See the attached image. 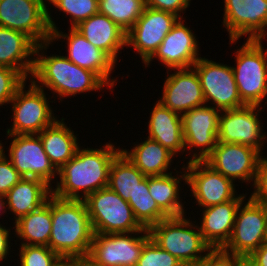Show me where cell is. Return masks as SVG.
Returning a JSON list of instances; mask_svg holds the SVG:
<instances>
[{"mask_svg":"<svg viewBox=\"0 0 267 266\" xmlns=\"http://www.w3.org/2000/svg\"><path fill=\"white\" fill-rule=\"evenodd\" d=\"M80 146L75 156L58 170L52 194L69 200H85L93 192L106 188L109 170L121 149L112 142L100 148ZM60 180V181H58ZM83 192V193H82Z\"/></svg>","mask_w":267,"mask_h":266,"instance_id":"6da1fadb","label":"cell"},{"mask_svg":"<svg viewBox=\"0 0 267 266\" xmlns=\"http://www.w3.org/2000/svg\"><path fill=\"white\" fill-rule=\"evenodd\" d=\"M51 42L36 45L34 68L30 81L37 87L52 91L53 98L75 97L80 93L101 91L107 86L94 72L81 68L63 54L46 55ZM46 50V51H45Z\"/></svg>","mask_w":267,"mask_h":266,"instance_id":"7a4b0ae2","label":"cell"},{"mask_svg":"<svg viewBox=\"0 0 267 266\" xmlns=\"http://www.w3.org/2000/svg\"><path fill=\"white\" fill-rule=\"evenodd\" d=\"M52 231L49 248L64 261L87 259L93 230L84 200L51 195Z\"/></svg>","mask_w":267,"mask_h":266,"instance_id":"3957f363","label":"cell"},{"mask_svg":"<svg viewBox=\"0 0 267 266\" xmlns=\"http://www.w3.org/2000/svg\"><path fill=\"white\" fill-rule=\"evenodd\" d=\"M168 217L148 229L150 238L181 264L194 266L206 257L212 248L205 242L196 220ZM204 253V254H203Z\"/></svg>","mask_w":267,"mask_h":266,"instance_id":"277c9868","label":"cell"},{"mask_svg":"<svg viewBox=\"0 0 267 266\" xmlns=\"http://www.w3.org/2000/svg\"><path fill=\"white\" fill-rule=\"evenodd\" d=\"M246 41L234 51L232 66L238 94L245 105H267V48L264 40ZM265 47V49H264ZM266 99V101H263Z\"/></svg>","mask_w":267,"mask_h":266,"instance_id":"5b68a950","label":"cell"},{"mask_svg":"<svg viewBox=\"0 0 267 266\" xmlns=\"http://www.w3.org/2000/svg\"><path fill=\"white\" fill-rule=\"evenodd\" d=\"M26 82L17 90L9 102L12 111V125L6 129V135L39 134L52 125L58 118L52 110L51 100L44 89L37 87L32 81L28 87ZM27 87L28 90L25 88ZM50 102V103H49Z\"/></svg>","mask_w":267,"mask_h":266,"instance_id":"8992f818","label":"cell"},{"mask_svg":"<svg viewBox=\"0 0 267 266\" xmlns=\"http://www.w3.org/2000/svg\"><path fill=\"white\" fill-rule=\"evenodd\" d=\"M94 234L128 233L144 230L126 200L108 187L84 200Z\"/></svg>","mask_w":267,"mask_h":266,"instance_id":"52a82bcc","label":"cell"},{"mask_svg":"<svg viewBox=\"0 0 267 266\" xmlns=\"http://www.w3.org/2000/svg\"><path fill=\"white\" fill-rule=\"evenodd\" d=\"M246 200L240 203L230 239L221 249L242 259H246L267 239V207L249 196Z\"/></svg>","mask_w":267,"mask_h":266,"instance_id":"ba28073f","label":"cell"},{"mask_svg":"<svg viewBox=\"0 0 267 266\" xmlns=\"http://www.w3.org/2000/svg\"><path fill=\"white\" fill-rule=\"evenodd\" d=\"M51 12L47 10V20L51 30V43L64 39L67 42V56L77 66L94 72L113 92V86L117 84V78H111L117 64L107 53L92 45L75 28L68 27V33H64L53 21Z\"/></svg>","mask_w":267,"mask_h":266,"instance_id":"9c48e42d","label":"cell"},{"mask_svg":"<svg viewBox=\"0 0 267 266\" xmlns=\"http://www.w3.org/2000/svg\"><path fill=\"white\" fill-rule=\"evenodd\" d=\"M150 239L148 229L128 233L93 234L87 260L94 266H136L144 245Z\"/></svg>","mask_w":267,"mask_h":266,"instance_id":"30bf717a","label":"cell"},{"mask_svg":"<svg viewBox=\"0 0 267 266\" xmlns=\"http://www.w3.org/2000/svg\"><path fill=\"white\" fill-rule=\"evenodd\" d=\"M262 106L245 105L221 111L218 125V142L242 144L255 148L262 155L267 142L265 123L261 122ZM260 113V114H259Z\"/></svg>","mask_w":267,"mask_h":266,"instance_id":"8fae6325","label":"cell"},{"mask_svg":"<svg viewBox=\"0 0 267 266\" xmlns=\"http://www.w3.org/2000/svg\"><path fill=\"white\" fill-rule=\"evenodd\" d=\"M192 67L200 79L207 105L213 104L220 111L245 106L238 94L232 66L200 57Z\"/></svg>","mask_w":267,"mask_h":266,"instance_id":"7c38bea8","label":"cell"},{"mask_svg":"<svg viewBox=\"0 0 267 266\" xmlns=\"http://www.w3.org/2000/svg\"><path fill=\"white\" fill-rule=\"evenodd\" d=\"M45 2L47 0H0V27L23 32L37 45L50 42L49 7Z\"/></svg>","mask_w":267,"mask_h":266,"instance_id":"4fadbf2b","label":"cell"},{"mask_svg":"<svg viewBox=\"0 0 267 266\" xmlns=\"http://www.w3.org/2000/svg\"><path fill=\"white\" fill-rule=\"evenodd\" d=\"M220 113V110L205 104L181 115L185 152L191 155L185 159L203 161L212 152L218 143Z\"/></svg>","mask_w":267,"mask_h":266,"instance_id":"5bb4252c","label":"cell"},{"mask_svg":"<svg viewBox=\"0 0 267 266\" xmlns=\"http://www.w3.org/2000/svg\"><path fill=\"white\" fill-rule=\"evenodd\" d=\"M7 137L11 139L9 148L2 146V149H8L6 157L19 174L24 178L41 179L52 187V184L58 179L56 177L58 170L45 153L40 136L31 134L7 135Z\"/></svg>","mask_w":267,"mask_h":266,"instance_id":"9a60e30c","label":"cell"},{"mask_svg":"<svg viewBox=\"0 0 267 266\" xmlns=\"http://www.w3.org/2000/svg\"><path fill=\"white\" fill-rule=\"evenodd\" d=\"M223 9L222 25L229 44H236L246 35L251 40L267 38V0H224Z\"/></svg>","mask_w":267,"mask_h":266,"instance_id":"2e32d148","label":"cell"},{"mask_svg":"<svg viewBox=\"0 0 267 266\" xmlns=\"http://www.w3.org/2000/svg\"><path fill=\"white\" fill-rule=\"evenodd\" d=\"M186 185L199 208L231 201L238 196L235 182L212 169L204 161H187L184 165Z\"/></svg>","mask_w":267,"mask_h":266,"instance_id":"e0dca14e","label":"cell"},{"mask_svg":"<svg viewBox=\"0 0 267 266\" xmlns=\"http://www.w3.org/2000/svg\"><path fill=\"white\" fill-rule=\"evenodd\" d=\"M262 154L253 147L218 142L212 152L203 160L223 176L240 183L253 185Z\"/></svg>","mask_w":267,"mask_h":266,"instance_id":"ac0fdd59","label":"cell"},{"mask_svg":"<svg viewBox=\"0 0 267 266\" xmlns=\"http://www.w3.org/2000/svg\"><path fill=\"white\" fill-rule=\"evenodd\" d=\"M179 17L170 12L146 7L126 34V48L132 47L144 64L161 45Z\"/></svg>","mask_w":267,"mask_h":266,"instance_id":"d6986e66","label":"cell"},{"mask_svg":"<svg viewBox=\"0 0 267 266\" xmlns=\"http://www.w3.org/2000/svg\"><path fill=\"white\" fill-rule=\"evenodd\" d=\"M182 18L174 24L155 53L144 63L150 66L154 59H158L167 70L191 68L201 57L195 33L188 28Z\"/></svg>","mask_w":267,"mask_h":266,"instance_id":"ffe728a7","label":"cell"},{"mask_svg":"<svg viewBox=\"0 0 267 266\" xmlns=\"http://www.w3.org/2000/svg\"><path fill=\"white\" fill-rule=\"evenodd\" d=\"M174 71L172 74L169 72ZM166 70L162 96L158 101L180 115L206 104L200 79L196 70L191 68ZM176 70V71H175Z\"/></svg>","mask_w":267,"mask_h":266,"instance_id":"44dd1931","label":"cell"},{"mask_svg":"<svg viewBox=\"0 0 267 266\" xmlns=\"http://www.w3.org/2000/svg\"><path fill=\"white\" fill-rule=\"evenodd\" d=\"M247 193L239 194L231 201L209 206L200 210L198 225L205 242L212 250H221L229 241L235 223L237 209L246 199Z\"/></svg>","mask_w":267,"mask_h":266,"instance_id":"7402d4cb","label":"cell"},{"mask_svg":"<svg viewBox=\"0 0 267 266\" xmlns=\"http://www.w3.org/2000/svg\"><path fill=\"white\" fill-rule=\"evenodd\" d=\"M36 45L25 33L0 27V66L17 70L29 80L34 68Z\"/></svg>","mask_w":267,"mask_h":266,"instance_id":"603a6c76","label":"cell"},{"mask_svg":"<svg viewBox=\"0 0 267 266\" xmlns=\"http://www.w3.org/2000/svg\"><path fill=\"white\" fill-rule=\"evenodd\" d=\"M92 45L118 62L119 52L126 46V32L106 15L94 14L74 27ZM121 50V51H120Z\"/></svg>","mask_w":267,"mask_h":266,"instance_id":"cb8c5ba5","label":"cell"},{"mask_svg":"<svg viewBox=\"0 0 267 266\" xmlns=\"http://www.w3.org/2000/svg\"><path fill=\"white\" fill-rule=\"evenodd\" d=\"M150 113L147 138L159 142L175 157L185 154L181 115L163 106L159 101L154 103Z\"/></svg>","mask_w":267,"mask_h":266,"instance_id":"d4e9b609","label":"cell"},{"mask_svg":"<svg viewBox=\"0 0 267 266\" xmlns=\"http://www.w3.org/2000/svg\"><path fill=\"white\" fill-rule=\"evenodd\" d=\"M52 195V187L41 179L22 178L4 196L6 210L14 215V221L43 206Z\"/></svg>","mask_w":267,"mask_h":266,"instance_id":"484cf974","label":"cell"},{"mask_svg":"<svg viewBox=\"0 0 267 266\" xmlns=\"http://www.w3.org/2000/svg\"><path fill=\"white\" fill-rule=\"evenodd\" d=\"M144 141L135 142L131 150L121 148V152L132 162L146 177L161 176L169 174L170 166L173 164L172 158L175 155L159 142L149 138ZM138 143V144H137ZM169 169V171H168Z\"/></svg>","mask_w":267,"mask_h":266,"instance_id":"4316f807","label":"cell"},{"mask_svg":"<svg viewBox=\"0 0 267 266\" xmlns=\"http://www.w3.org/2000/svg\"><path fill=\"white\" fill-rule=\"evenodd\" d=\"M65 119L62 117L59 120L58 118L52 125L38 134L45 153L57 170L72 159L81 146L78 142V135L73 129L71 130L70 126H67Z\"/></svg>","mask_w":267,"mask_h":266,"instance_id":"83f0119b","label":"cell"},{"mask_svg":"<svg viewBox=\"0 0 267 266\" xmlns=\"http://www.w3.org/2000/svg\"><path fill=\"white\" fill-rule=\"evenodd\" d=\"M176 172H171L161 176H148V188L150 195L156 201L158 207L168 217H179L185 215V207L180 197L182 190L181 181L186 186V172L184 165L181 171H177L176 167L173 168ZM174 176H173V174ZM180 173L181 175H179ZM181 199V200H180Z\"/></svg>","mask_w":267,"mask_h":266,"instance_id":"f1b7e54d","label":"cell"},{"mask_svg":"<svg viewBox=\"0 0 267 266\" xmlns=\"http://www.w3.org/2000/svg\"><path fill=\"white\" fill-rule=\"evenodd\" d=\"M14 236L21 245L48 246L52 231L51 196L39 209L13 222Z\"/></svg>","mask_w":267,"mask_h":266,"instance_id":"f546056e","label":"cell"},{"mask_svg":"<svg viewBox=\"0 0 267 266\" xmlns=\"http://www.w3.org/2000/svg\"><path fill=\"white\" fill-rule=\"evenodd\" d=\"M146 176L120 152L112 161L107 187L128 201Z\"/></svg>","mask_w":267,"mask_h":266,"instance_id":"4dcf8cb0","label":"cell"},{"mask_svg":"<svg viewBox=\"0 0 267 266\" xmlns=\"http://www.w3.org/2000/svg\"><path fill=\"white\" fill-rule=\"evenodd\" d=\"M99 13L106 15L126 33L146 8L145 0H98Z\"/></svg>","mask_w":267,"mask_h":266,"instance_id":"1f68e13d","label":"cell"},{"mask_svg":"<svg viewBox=\"0 0 267 266\" xmlns=\"http://www.w3.org/2000/svg\"><path fill=\"white\" fill-rule=\"evenodd\" d=\"M133 210L138 223L149 229L168 216L158 207L148 188V177H145L127 201Z\"/></svg>","mask_w":267,"mask_h":266,"instance_id":"d6a6232c","label":"cell"},{"mask_svg":"<svg viewBox=\"0 0 267 266\" xmlns=\"http://www.w3.org/2000/svg\"><path fill=\"white\" fill-rule=\"evenodd\" d=\"M48 4L70 17L71 28L99 13L98 0H47Z\"/></svg>","mask_w":267,"mask_h":266,"instance_id":"836d02e7","label":"cell"},{"mask_svg":"<svg viewBox=\"0 0 267 266\" xmlns=\"http://www.w3.org/2000/svg\"><path fill=\"white\" fill-rule=\"evenodd\" d=\"M19 266H60L64 260L48 246L20 245Z\"/></svg>","mask_w":267,"mask_h":266,"instance_id":"e575fe53","label":"cell"},{"mask_svg":"<svg viewBox=\"0 0 267 266\" xmlns=\"http://www.w3.org/2000/svg\"><path fill=\"white\" fill-rule=\"evenodd\" d=\"M181 263L169 252L150 239L142 250L136 266H180Z\"/></svg>","mask_w":267,"mask_h":266,"instance_id":"d590c367","label":"cell"},{"mask_svg":"<svg viewBox=\"0 0 267 266\" xmlns=\"http://www.w3.org/2000/svg\"><path fill=\"white\" fill-rule=\"evenodd\" d=\"M28 80L17 70L0 66V106L7 105Z\"/></svg>","mask_w":267,"mask_h":266,"instance_id":"8d00e7d4","label":"cell"},{"mask_svg":"<svg viewBox=\"0 0 267 266\" xmlns=\"http://www.w3.org/2000/svg\"><path fill=\"white\" fill-rule=\"evenodd\" d=\"M7 150L0 154V194L6 195L23 177L6 157Z\"/></svg>","mask_w":267,"mask_h":266,"instance_id":"74e56055","label":"cell"},{"mask_svg":"<svg viewBox=\"0 0 267 266\" xmlns=\"http://www.w3.org/2000/svg\"><path fill=\"white\" fill-rule=\"evenodd\" d=\"M250 186L254 191L249 197L267 207V157L265 155L259 161L254 183Z\"/></svg>","mask_w":267,"mask_h":266,"instance_id":"f35d334b","label":"cell"},{"mask_svg":"<svg viewBox=\"0 0 267 266\" xmlns=\"http://www.w3.org/2000/svg\"><path fill=\"white\" fill-rule=\"evenodd\" d=\"M245 259L229 255L221 250H212L194 266H239Z\"/></svg>","mask_w":267,"mask_h":266,"instance_id":"ab89813d","label":"cell"},{"mask_svg":"<svg viewBox=\"0 0 267 266\" xmlns=\"http://www.w3.org/2000/svg\"><path fill=\"white\" fill-rule=\"evenodd\" d=\"M146 7L170 12L175 14L177 17L182 18L181 13H185L183 11L187 10L190 6L191 0H145Z\"/></svg>","mask_w":267,"mask_h":266,"instance_id":"60d3db41","label":"cell"},{"mask_svg":"<svg viewBox=\"0 0 267 266\" xmlns=\"http://www.w3.org/2000/svg\"><path fill=\"white\" fill-rule=\"evenodd\" d=\"M6 227L4 225H2V223L0 222V263L2 264V262H5L6 259H8V255H10V251H11V242H10V238L12 235L10 232L11 228ZM5 259V260H4ZM4 260V261H3Z\"/></svg>","mask_w":267,"mask_h":266,"instance_id":"b9f144b4","label":"cell"},{"mask_svg":"<svg viewBox=\"0 0 267 266\" xmlns=\"http://www.w3.org/2000/svg\"><path fill=\"white\" fill-rule=\"evenodd\" d=\"M245 261L251 266H267V239L255 251H253Z\"/></svg>","mask_w":267,"mask_h":266,"instance_id":"7bdbcfd3","label":"cell"},{"mask_svg":"<svg viewBox=\"0 0 267 266\" xmlns=\"http://www.w3.org/2000/svg\"><path fill=\"white\" fill-rule=\"evenodd\" d=\"M70 266H94V265L87 259H75V260H70Z\"/></svg>","mask_w":267,"mask_h":266,"instance_id":"ee69618b","label":"cell"},{"mask_svg":"<svg viewBox=\"0 0 267 266\" xmlns=\"http://www.w3.org/2000/svg\"><path fill=\"white\" fill-rule=\"evenodd\" d=\"M4 213H7L5 197L0 194V215L2 216Z\"/></svg>","mask_w":267,"mask_h":266,"instance_id":"f6af8a7d","label":"cell"},{"mask_svg":"<svg viewBox=\"0 0 267 266\" xmlns=\"http://www.w3.org/2000/svg\"><path fill=\"white\" fill-rule=\"evenodd\" d=\"M60 266H70V261H64Z\"/></svg>","mask_w":267,"mask_h":266,"instance_id":"bcb514c9","label":"cell"},{"mask_svg":"<svg viewBox=\"0 0 267 266\" xmlns=\"http://www.w3.org/2000/svg\"><path fill=\"white\" fill-rule=\"evenodd\" d=\"M239 266H251V265L248 264V263L244 260Z\"/></svg>","mask_w":267,"mask_h":266,"instance_id":"7dc6e473","label":"cell"},{"mask_svg":"<svg viewBox=\"0 0 267 266\" xmlns=\"http://www.w3.org/2000/svg\"><path fill=\"white\" fill-rule=\"evenodd\" d=\"M2 146H3V142L0 141V154L3 152Z\"/></svg>","mask_w":267,"mask_h":266,"instance_id":"c3c4849f","label":"cell"}]
</instances>
